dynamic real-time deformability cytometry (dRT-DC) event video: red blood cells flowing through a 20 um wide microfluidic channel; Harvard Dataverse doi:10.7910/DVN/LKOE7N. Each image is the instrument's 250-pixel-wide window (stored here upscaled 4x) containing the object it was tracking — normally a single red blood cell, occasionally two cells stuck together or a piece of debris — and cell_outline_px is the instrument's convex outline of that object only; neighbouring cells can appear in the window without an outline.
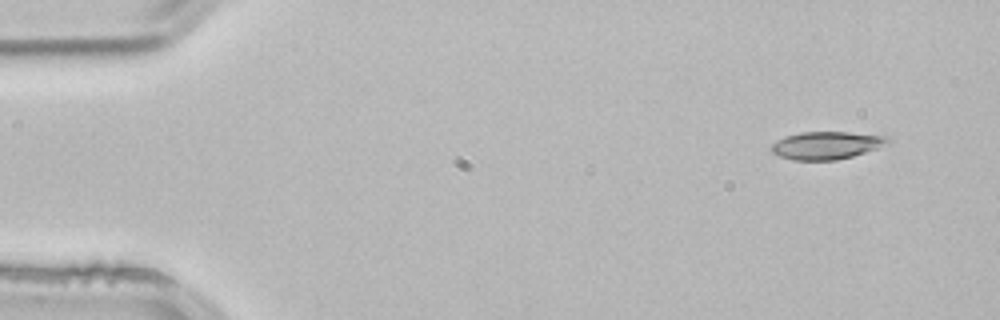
{"species": "common noctule bat (a hibernating species)", "species_latin": "Nyctalus noctula", "temperature_condition": "room temperature", "stored_images_in_passage": 3, "camera_frame_rate_fps": 3000, "um_per_image_px": 0.085, "animal": {"sex": "male", "body_mass_g": 21.5, "forearm_length_mm": 52.0}, "frame": {"image": 1, "passage_image": 1, "time_ms": 0.0, "image_size_px": [1000, 320], "cell_outline_px": [[888, 144], [852, 156], [836, 160], [792, 160], [780, 156], [772, 152], [772, 144], [776, 140], [784, 136], [800, 132], [848, 132], [888, 136]], "centroid_in_image_um": [70.22, 12.35], "position_along_channel_um": 14.8, "area_um2": 18.67}}
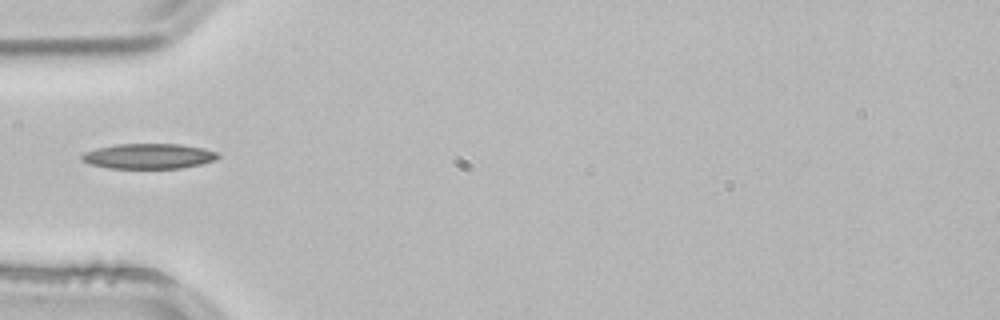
{"frame": {"image": 2, "passage_image": 3, "time_ms": 0.667, "image_size_px": [1000, 320], "cell_outline_px": [[220, 156], [216, 160], [184, 168], [108, 168], [88, 164], [80, 160], [80, 156], [84, 152], [96, 148], [116, 144], [180, 144], [204, 148], [220, 152]], "centroid_in_image_um": [12.64, 13.27], "position_along_channel_um": 72.4, "area_um2": 20.29}}